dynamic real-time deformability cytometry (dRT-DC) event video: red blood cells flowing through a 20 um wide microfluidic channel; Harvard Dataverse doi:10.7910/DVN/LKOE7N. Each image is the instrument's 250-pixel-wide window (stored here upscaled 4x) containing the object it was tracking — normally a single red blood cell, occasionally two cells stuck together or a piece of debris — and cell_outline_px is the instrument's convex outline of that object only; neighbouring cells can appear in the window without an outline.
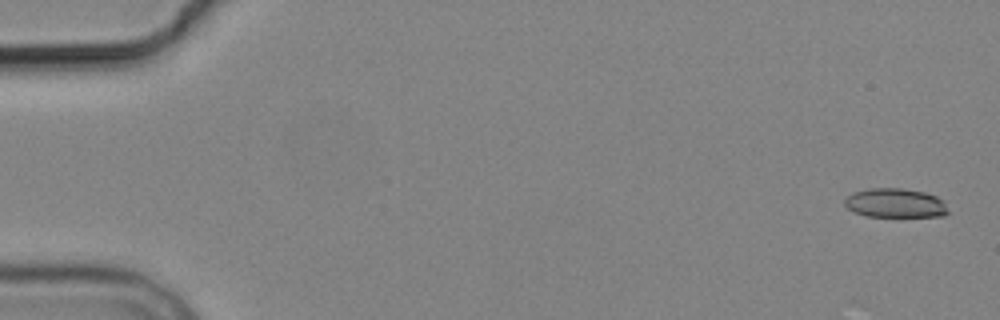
{"species": "common noctule bat (a hibernating species)", "species_latin": "Nyctalus noctula", "temperature_condition": "cold", "stored_images_in_passage": 11, "camera_frame_rate_fps": 3000, "um_per_image_px": 0.085, "animal": {"sex": "male", "body_mass_g": 19.2, "forearm_length_mm": 51.8}, "frame": {"image": 1, "passage_image": 1, "time_ms": 0.0, "image_size_px": [1000, 320], "cell_outline_px": [[948, 212], [944, 216], [868, 216], [852, 212], [844, 204], [844, 200], [852, 192], [868, 188], [904, 188], [924, 192], [936, 196], [944, 200]], "centroid_in_image_um": [76.08, 17.25], "position_along_channel_um": 8.9, "area_um2": 17.69}}
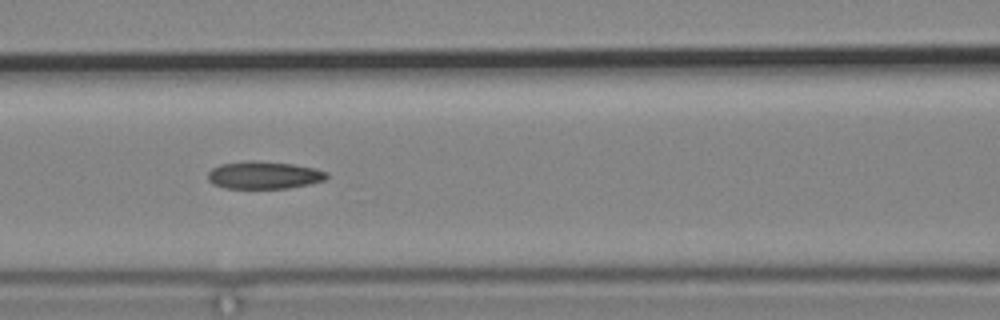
{"frame": {"image": 2, "passage_image": 7, "time_ms": 7.667, "image_size_px": [1000, 320], "cell_outline_px": [[328, 176], [324, 180], [308, 184], [288, 188], [224, 188], [208, 180], [208, 172], [212, 168], [220, 164], [244, 160], [256, 160], [292, 164], [316, 168], [328, 172]], "centroid_in_image_um": [22.43, 14.87], "position_along_channel_um": 144.2, "area_um2": 19.13}}
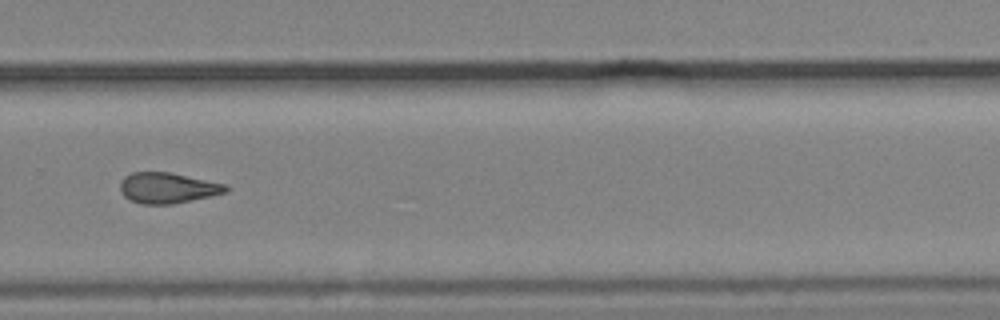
{"frame": {"image": 3, "passage_image": 11, "time_ms": 12.333, "image_size_px": [1000, 320], "cell_outline_px": [[228, 188], [224, 192], [212, 196], [172, 204], [144, 204], [132, 200], [124, 196], [120, 192], [120, 180], [124, 176], [132, 172], [168, 172], [228, 184]], "centroid_in_image_um": [14.23, 15.96], "position_along_channel_um": 315.6, "area_um2": 18.84}}